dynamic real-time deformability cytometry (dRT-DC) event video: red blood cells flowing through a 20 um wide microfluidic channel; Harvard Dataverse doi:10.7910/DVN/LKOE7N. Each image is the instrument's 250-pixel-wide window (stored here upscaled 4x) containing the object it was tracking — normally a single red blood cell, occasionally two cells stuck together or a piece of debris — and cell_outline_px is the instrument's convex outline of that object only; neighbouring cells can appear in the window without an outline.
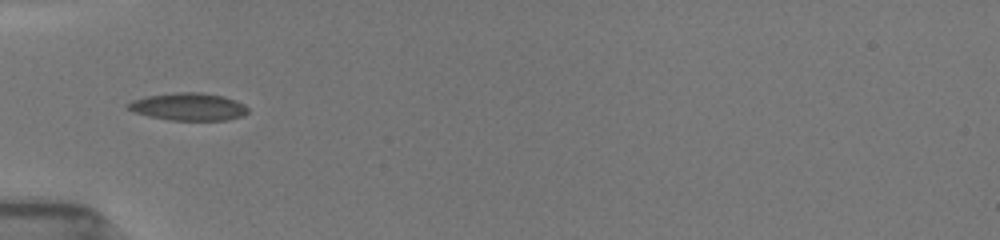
{"species": "common noctule bat (a hibernating species)", "species_latin": "Nyctalus noctula", "temperature_condition": "room temperature", "stored_images_in_passage": 6, "camera_frame_rate_fps": 3000, "um_per_image_px": 0.085, "animal": {"sex": "female", "body_mass_g": 19.5, "forearm_length_mm": 54.1}, "frame": {"image": 1, "passage_image": 1, "time_ms": 0.0, "image_size_px": [1000, 240], "cell_outline_px": [[248, 112], [244, 116], [228, 120], [168, 120], [148, 116], [124, 108], [124, 104], [132, 100], [144, 96], [176, 92], [200, 92], [224, 96], [236, 100], [244, 104], [248, 108]], "centroid_in_image_um": [16.0, 9.07], "position_along_channel_um": 69.0, "area_um2": 19.59}}